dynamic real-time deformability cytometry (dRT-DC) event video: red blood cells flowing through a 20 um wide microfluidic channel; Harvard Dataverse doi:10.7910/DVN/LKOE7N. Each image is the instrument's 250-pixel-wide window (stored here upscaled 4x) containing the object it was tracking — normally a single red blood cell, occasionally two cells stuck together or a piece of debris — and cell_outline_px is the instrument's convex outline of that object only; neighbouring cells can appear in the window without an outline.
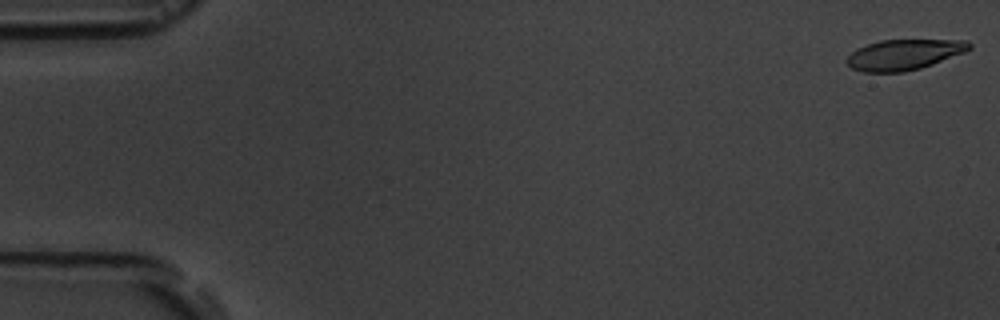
{"species": "common noctule bat (a hibernating species)", "species_latin": "Nyctalus noctula", "temperature_condition": "room temperature", "stored_images_in_passage": 7, "camera_frame_rate_fps": 3000, "um_per_image_px": 0.085, "animal": {"sex": "male", "body_mass_g": 19.5, "forearm_length_mm": 54.6}, "frame": {"image": 1, "passage_image": 1, "time_ms": 0.0, "image_size_px": [1000, 320], "cell_outline_px": [[972, 48], [964, 52], [932, 64], [920, 68], [904, 72], [864, 72], [852, 68], [844, 60], [856, 48], [880, 40], [968, 40], [972, 44]], "centroid_in_image_um": [76.83, 4.64], "position_along_channel_um": 8.2, "area_um2": 21.73}}
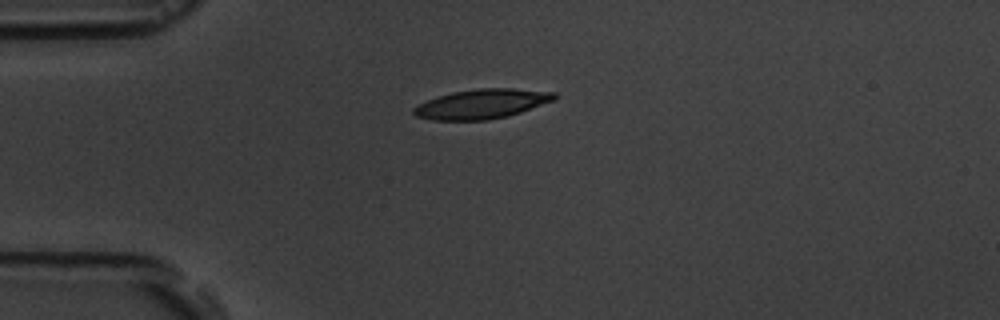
{"frame": {"image": 2, "passage_image": 5, "time_ms": 4.333, "image_size_px": [1000, 320], "cell_outline_px": [[556, 100], [508, 116], [488, 120], [432, 120], [416, 116], [412, 112], [412, 108], [428, 100], [452, 92], [476, 88], [512, 88], [556, 92]], "centroid_in_image_um": [40.98, 8.83], "position_along_channel_um": 44.0, "area_um2": 24.22}}
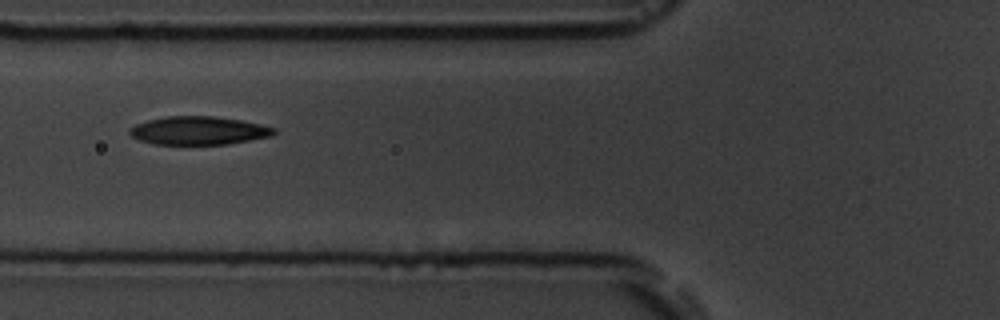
{"frame": {"image": 3, "passage_image": 7, "time_ms": 6.667, "image_size_px": [1000, 320], "cell_outline_px": [[276, 132], [272, 136], [228, 144], [156, 144], [140, 140], [132, 136], [128, 132], [128, 128], [136, 124], [148, 120], [168, 116], [212, 116], [240, 120], [260, 124], [276, 128]], "centroid_in_image_um": [16.89, 11.1], "position_along_channel_um": 108.9, "area_um2": 23.7}}